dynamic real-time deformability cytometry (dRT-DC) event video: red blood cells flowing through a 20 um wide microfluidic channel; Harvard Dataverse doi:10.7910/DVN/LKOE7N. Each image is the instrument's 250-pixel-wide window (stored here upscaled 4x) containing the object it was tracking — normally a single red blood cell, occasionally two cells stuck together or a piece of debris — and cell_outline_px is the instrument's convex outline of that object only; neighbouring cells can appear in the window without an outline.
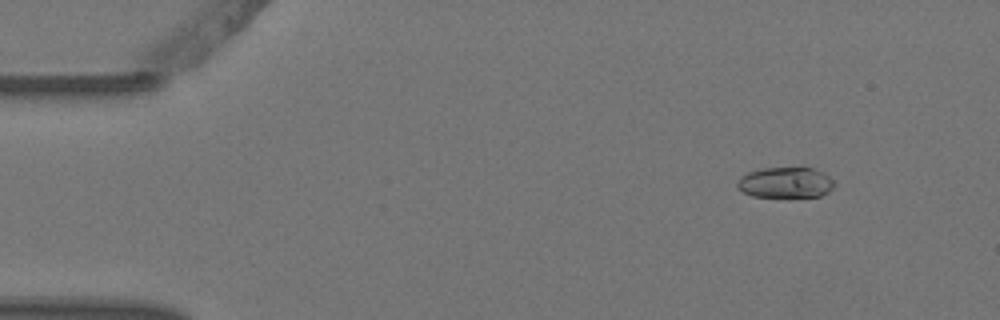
{"species": "Egyptian fruit bat (a non-hibernating species)", "species_latin": "Rousettus aegyptiacus", "temperature_condition": "warm", "stored_images_in_passage": 7, "camera_frame_rate_fps": 3000, "um_per_image_px": 0.085, "animal": {"sex": "female"}, "frame": {"image": 1, "passage_image": 1, "time_ms": 0.0, "image_size_px": [1000, 320], "cell_outline_px": [[836, 184], [828, 192], [820, 196], [752, 196], [736, 188], [736, 184], [740, 176], [748, 172], [764, 168], [800, 164], [804, 164], [824, 172]], "centroid_in_image_um": [66.79, 15.45], "position_along_channel_um": 18.2, "area_um2": 18.03}}
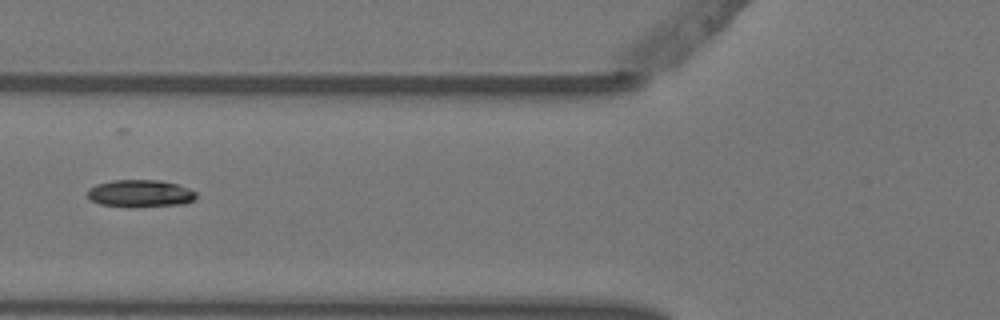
{"frame": {"image": 2, "passage_image": 5, "time_ms": 1.333, "image_size_px": [1000, 320], "cell_outline_px": [[196, 196], [192, 200], [184, 204], [132, 208], [124, 208], [100, 204], [92, 200], [88, 196], [88, 188], [96, 184], [112, 180], [160, 180], [176, 184], [188, 188], [196, 192]], "centroid_in_image_um": [11.89, 16.46], "position_along_channel_um": 113.9, "area_um2": 17.57}}
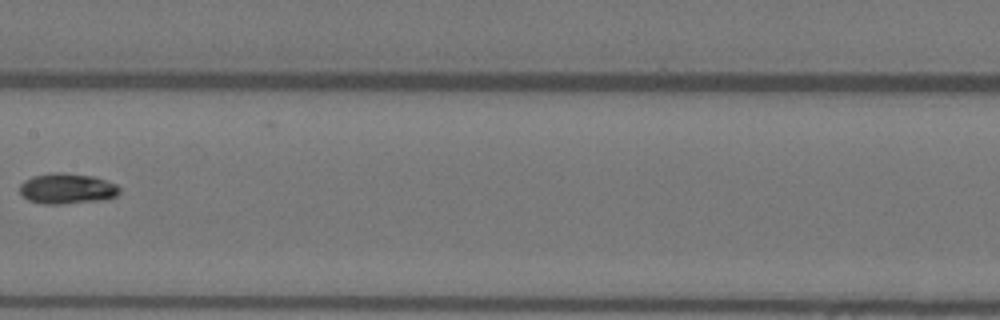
{"frame": {"image": 3, "passage_image": 7, "time_ms": 2.0, "image_size_px": [1000, 320], "cell_outline_px": [[120, 192], [116, 196], [104, 200], [60, 204], [40, 204], [28, 200], [20, 192], [20, 184], [24, 180], [32, 176], [52, 172], [60, 172], [92, 176], [116, 184], [120, 188]], "centroid_in_image_um": [5.68, 16.03], "position_along_channel_um": 201.7, "area_um2": 17.86}}